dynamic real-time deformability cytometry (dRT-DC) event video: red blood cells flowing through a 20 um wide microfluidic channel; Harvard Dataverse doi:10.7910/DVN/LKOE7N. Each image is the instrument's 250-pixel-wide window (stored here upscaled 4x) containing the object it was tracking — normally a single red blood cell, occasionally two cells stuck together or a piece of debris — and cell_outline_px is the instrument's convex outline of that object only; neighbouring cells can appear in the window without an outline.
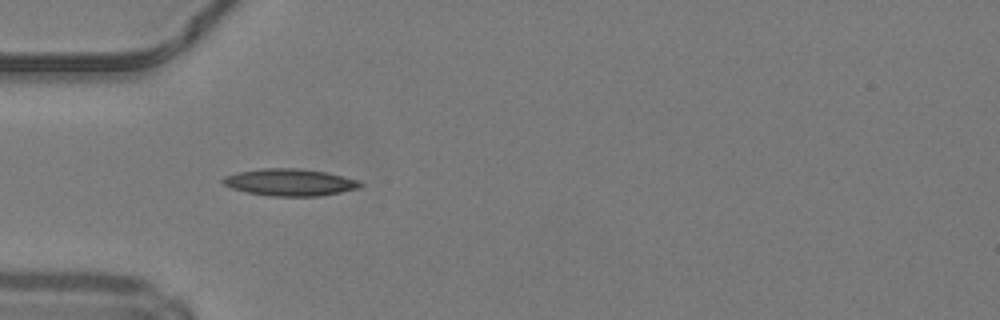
{"species": "common noctule bat (a hibernating species)", "species_latin": "Nyctalus noctula", "temperature_condition": "warm", "stored_images_in_passage": 37, "camera_frame_rate_fps": 3000, "um_per_image_px": 0.085, "animal": {"sex": "male", "body_mass_g": 19.2, "forearm_length_mm": 51.8}, "frame": {"image": 1, "passage_image": 4, "time_ms": 1.0, "image_size_px": [1000, 320], "cell_outline_px": [[364, 184], [360, 188], [320, 196], [272, 196], [248, 192], [232, 188], [224, 184], [220, 180], [224, 176], [236, 172], [264, 168], [296, 168], [328, 172], [360, 180]], "centroid_in_image_um": [24.67, 15.49], "position_along_channel_um": 60.3, "area_um2": 21.73}}
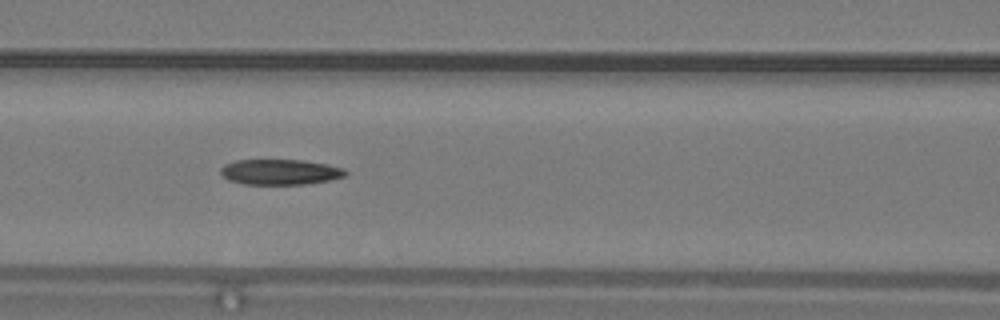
{"frame": {"image": 2, "passage_image": 10, "time_ms": 3.0, "image_size_px": [1000, 320], "cell_outline_px": [[348, 172], [344, 176], [328, 180], [304, 184], [244, 184], [228, 180], [220, 172], [220, 168], [224, 164], [236, 160], [304, 160], [344, 168]], "centroid_in_image_um": [23.78, 14.61], "position_along_channel_um": 142.8, "area_um2": 18.38}}
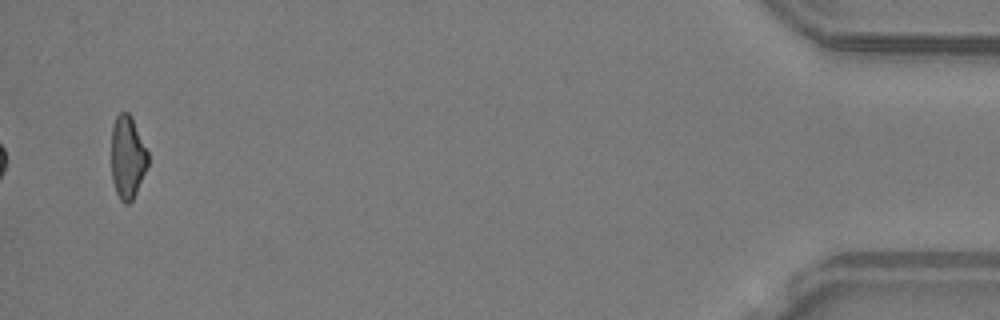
{"frame": {"image": 3, "passage_image": 36, "time_ms": 11.667, "image_size_px": [1000, 320], "cell_outline_px": [[148, 164], [136, 192], [132, 200], [128, 204], [124, 204], [120, 200], [116, 192], [112, 180], [112, 124], [116, 116], [120, 112], [128, 112], [132, 116], [148, 152]], "centroid_in_image_um": [10.83, 13.35], "position_along_channel_um": 424.4, "area_um2": 17.69}, "authors_computed_cell_mechanics": {"area_um2": 19.2474, "velocity_mm_per_s": 4.2435, "shape_relaxation_time_tau1_ms": 6.3549, "shape_relaxation_time_tau2_ms": 6.3991, "deformation_change_tau1": 0.1846, "deformation_change_tau2": 0.1888}}